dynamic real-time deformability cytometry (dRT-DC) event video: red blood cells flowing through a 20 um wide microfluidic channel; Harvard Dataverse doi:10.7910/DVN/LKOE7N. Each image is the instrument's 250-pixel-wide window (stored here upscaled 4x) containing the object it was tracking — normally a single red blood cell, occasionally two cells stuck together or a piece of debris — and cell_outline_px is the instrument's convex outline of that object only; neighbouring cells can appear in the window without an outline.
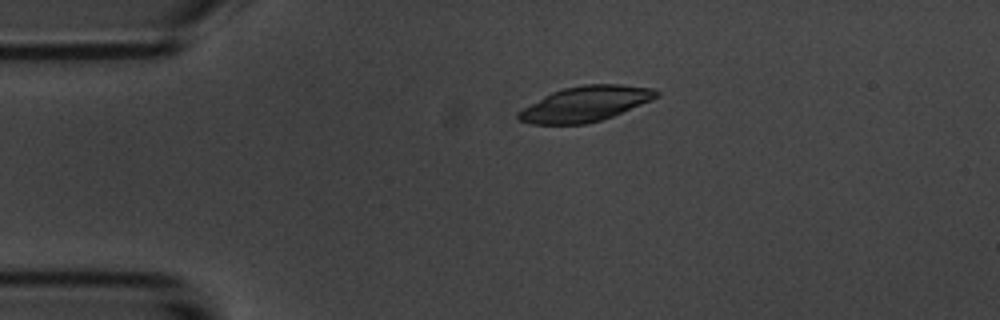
{"species": "common noctule bat (a hibernating species)", "species_latin": "Nyctalus noctula", "temperature_condition": "room temperature", "stored_images_in_passage": 4, "camera_frame_rate_fps": 3000, "um_per_image_px": 0.085, "animal": {"sex": "male", "body_mass_g": 20.1, "forearm_length_mm": 53.5}, "frame": {"image": 1, "passage_image": 3, "time_ms": 3.0, "image_size_px": [1000, 320], "cell_outline_px": [[660, 96], [652, 100], [612, 116], [588, 124], [532, 124], [520, 120], [516, 116], [516, 112], [544, 96], [552, 92], [564, 88], [584, 84], [620, 84], [652, 88], [660, 92]], "centroid_in_image_um": [49.77, 8.82], "position_along_channel_um": 35.2, "area_um2": 28.21}}